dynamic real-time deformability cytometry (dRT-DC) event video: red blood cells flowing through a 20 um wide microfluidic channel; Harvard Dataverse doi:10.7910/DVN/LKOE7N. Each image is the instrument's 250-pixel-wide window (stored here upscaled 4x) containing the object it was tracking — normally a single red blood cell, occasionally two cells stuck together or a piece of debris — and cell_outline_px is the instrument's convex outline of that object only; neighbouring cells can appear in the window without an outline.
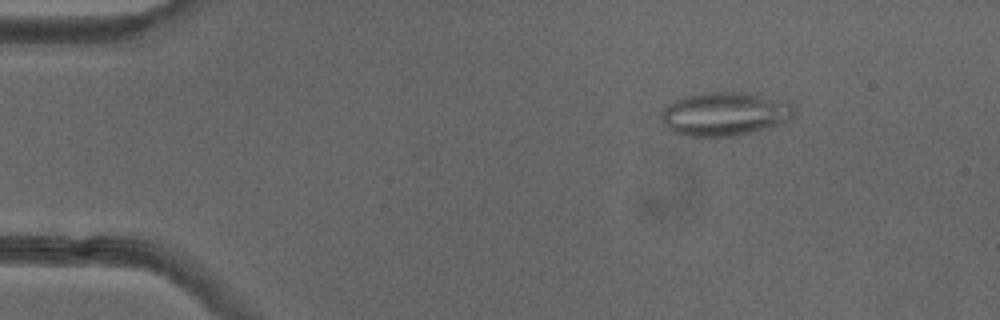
{"species": "common noctule bat (a hibernating species)", "species_latin": "Nyctalus noctula", "temperature_condition": "cold", "stored_images_in_passage": 51, "camera_frame_rate_fps": 3000, "um_per_image_px": 0.085, "animal": {"sex": "female"}, "frame": {"image": 1, "passage_image": 7, "time_ms": 2.0, "image_size_px": [1000, 320], "cell_outline_px": [[796, 112], [788, 120], [780, 124], [752, 132], [736, 136], [680, 136], [672, 132], [664, 124], [660, 116], [660, 112], [664, 108], [676, 100], [688, 96], [708, 92], [748, 92], [788, 100], [792, 104]], "centroid_in_image_um": [61.64, 9.68], "position_along_channel_um": 23.4, "area_um2": 34.1}}
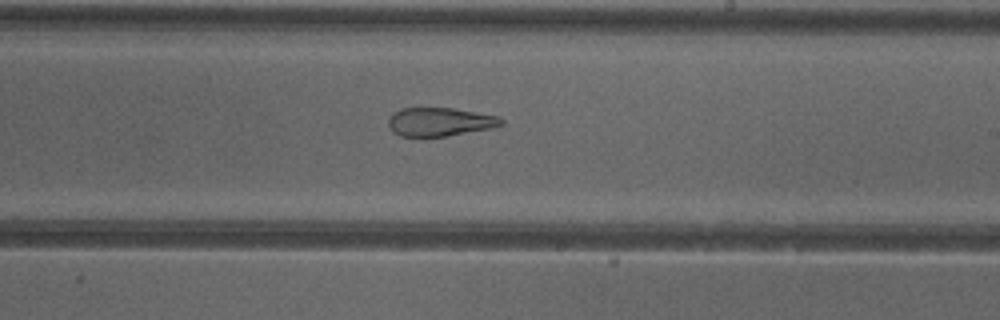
{"frame": {"image": 2, "passage_image": 30, "time_ms": 9.667, "image_size_px": [1000, 320], "cell_outline_px": [[504, 124], [492, 128], [444, 136], [400, 136], [392, 132], [388, 124], [388, 120], [392, 112], [400, 108], [452, 108], [500, 116], [504, 120]], "centroid_in_image_um": [37.38, 10.35], "position_along_channel_um": 251.6, "area_um2": 18.84}}
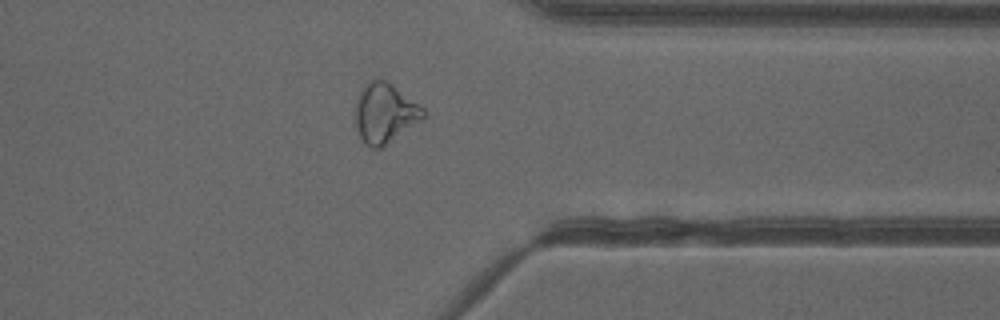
{"frame": {"image": 3, "passage_image": 40, "time_ms": 13.0, "image_size_px": [1000, 320], "cell_outline_px": [[428, 116], [424, 120], [380, 148], [372, 148], [364, 144], [356, 128], [356, 100], [360, 88], [368, 80], [384, 80], [392, 84], [424, 108]], "centroid_in_image_um": [32.73, 9.62], "position_along_channel_um": 378.7, "area_um2": 23.87}, "authors_computed_cell_mechanics": {"area_um2": 25.143, "velocity_mm_per_s": 4.0042, "shape_relaxation_time_tau1_ms": null, "shape_relaxation_time_tau2_ms": 2.4025, "deformation_change_tau1": null, "deformation_change_tau2": 0.1243}}